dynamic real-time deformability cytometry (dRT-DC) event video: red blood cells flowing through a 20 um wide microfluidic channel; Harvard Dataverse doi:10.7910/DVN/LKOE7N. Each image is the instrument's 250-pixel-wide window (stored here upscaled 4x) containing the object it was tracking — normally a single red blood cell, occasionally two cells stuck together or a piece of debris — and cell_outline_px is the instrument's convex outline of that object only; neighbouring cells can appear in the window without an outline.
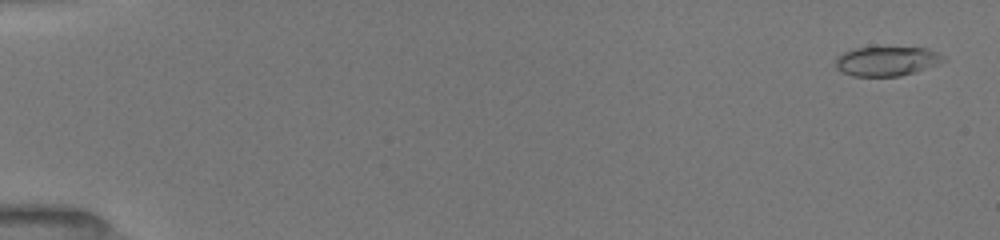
{"species": "common noctule bat (a hibernating species)", "species_latin": "Nyctalus noctula", "temperature_condition": "room temperature", "stored_images_in_passage": 52, "camera_frame_rate_fps": 3000, "um_per_image_px": 0.085, "animal": {"sex": "female", "body_mass_g": 19.5, "forearm_length_mm": 54.1}, "frame": {"image": 1, "passage_image": 2, "time_ms": 0.333, "image_size_px": [1000, 240], "cell_outline_px": [[948, 60], [916, 72], [900, 76], [852, 76], [836, 68], [836, 56], [844, 52], [856, 48], [928, 48], [944, 56]], "centroid_in_image_um": [75.39, 5.21], "position_along_channel_um": 9.6, "area_um2": 18.38}}
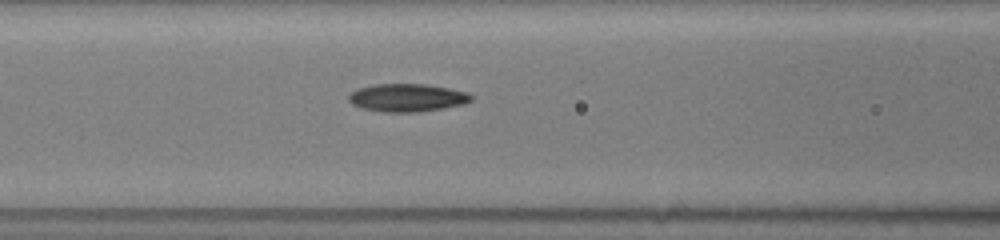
{"frame": {"image": 2, "passage_image": 23, "time_ms": 7.333, "image_size_px": [1000, 240], "cell_outline_px": [[472, 100], [464, 104], [444, 108], [416, 112], [384, 112], [360, 108], [352, 104], [348, 100], [348, 96], [356, 88], [376, 84], [428, 84], [468, 92], [472, 96]], "centroid_in_image_um": [34.6, 8.3], "position_along_channel_um": 132.0, "area_um2": 20.06}}
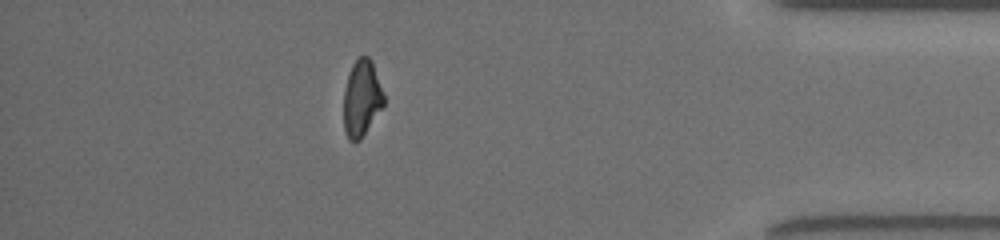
{"frame": {"image": 3, "passage_image": 46, "time_ms": 15.0, "image_size_px": [1000, 240], "cell_outline_px": [[384, 104], [360, 140], [348, 140], [344, 128], [344, 88], [352, 64], [360, 56], [368, 56], [372, 60], [384, 96]], "centroid_in_image_um": [30.73, 8.34], "position_along_channel_um": 404.5, "area_um2": 17.63}, "authors_computed_cell_mechanics": {"area_um2": 19.2185, "velocity_mm_per_s": 4.0295, "shape_relaxation_time_tau1_ms": 4.466, "shape_relaxation_time_tau2_ms": 2.2821, "deformation_change_tau1": 0.1803, "deformation_change_tau2": 0.097}}